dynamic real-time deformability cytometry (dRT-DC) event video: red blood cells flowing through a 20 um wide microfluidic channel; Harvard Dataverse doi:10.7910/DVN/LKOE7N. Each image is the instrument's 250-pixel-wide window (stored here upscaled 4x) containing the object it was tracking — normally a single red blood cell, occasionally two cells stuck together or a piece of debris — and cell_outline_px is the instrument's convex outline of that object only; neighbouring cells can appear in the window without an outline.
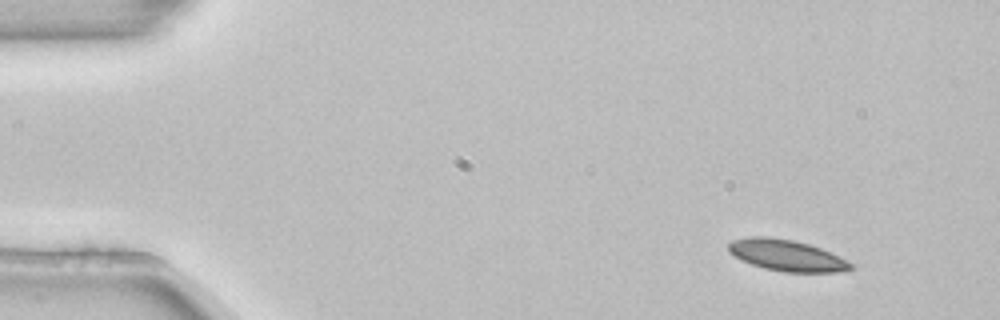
{"species": "common noctule bat (a hibernating species)", "species_latin": "Nyctalus noctula", "temperature_condition": "room temperature", "stored_images_in_passage": 3, "camera_frame_rate_fps": 3000, "um_per_image_px": 0.085, "animal": {"sex": "female", "body_mass_g": 22.7, "forearm_length_mm": 54.2}, "frame": {"image": 1, "passage_image": 1, "time_ms": 0.0, "image_size_px": [1000, 320], "cell_outline_px": [[852, 268], [836, 272], [784, 272], [764, 268], [752, 264], [728, 252], [728, 244], [732, 240], [748, 236], [768, 236], [792, 240], [808, 244], [820, 248], [852, 264]], "centroid_in_image_um": [66.79, 21.69], "position_along_channel_um": 18.2, "area_um2": 21.85}}
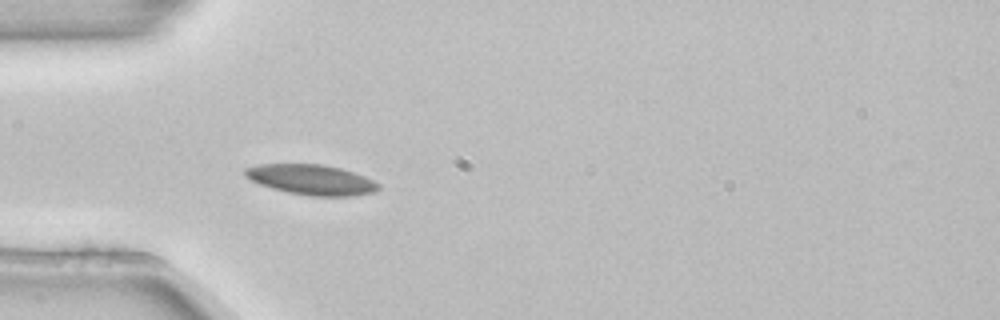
{"frame": {"image": 2, "passage_image": 3, "time_ms": 0.667, "image_size_px": [1000, 320], "cell_outline_px": [[380, 188], [376, 192], [352, 196], [312, 196], [288, 192], [272, 188], [260, 184], [244, 176], [244, 168], [260, 164], [324, 164], [340, 168], [364, 176], [380, 184]], "centroid_in_image_um": [26.48, 15.27], "position_along_channel_um": 58.5, "area_um2": 23.47}}